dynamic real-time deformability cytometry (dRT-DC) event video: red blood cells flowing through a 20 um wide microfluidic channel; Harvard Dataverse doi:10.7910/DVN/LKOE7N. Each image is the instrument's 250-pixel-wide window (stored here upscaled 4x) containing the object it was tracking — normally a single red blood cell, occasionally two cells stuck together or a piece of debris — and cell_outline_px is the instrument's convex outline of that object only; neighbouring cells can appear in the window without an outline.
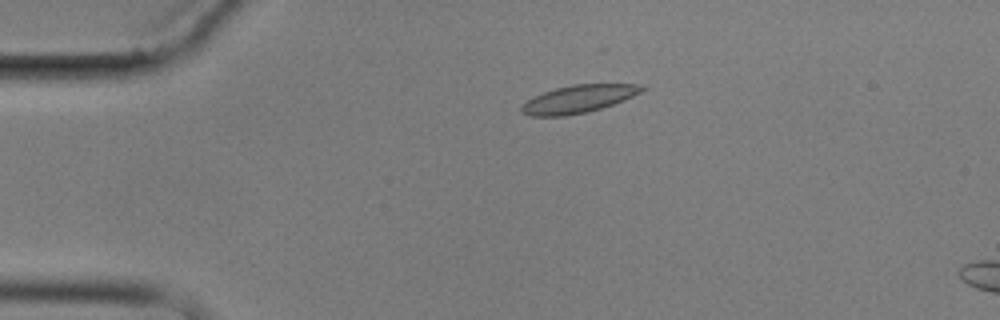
{"species": "common noctule bat (a hibernating species)", "species_latin": "Nyctalus noctula", "temperature_condition": "cold", "stored_images_in_passage": 5, "camera_frame_rate_fps": 3000, "um_per_image_px": 0.085, "animal": {"sex": "male", "body_mass_g": 17.9}, "frame": {"image": 1, "passage_image": 4, "time_ms": 3.333, "image_size_px": [1000, 320], "cell_outline_px": [[648, 88], [624, 100], [588, 112], [564, 116], [532, 116], [520, 112], [520, 108], [528, 100], [544, 92], [556, 88], [572, 84], [644, 84]], "centroid_in_image_um": [49.2, 8.41], "position_along_channel_um": 35.8, "area_um2": 19.31}}